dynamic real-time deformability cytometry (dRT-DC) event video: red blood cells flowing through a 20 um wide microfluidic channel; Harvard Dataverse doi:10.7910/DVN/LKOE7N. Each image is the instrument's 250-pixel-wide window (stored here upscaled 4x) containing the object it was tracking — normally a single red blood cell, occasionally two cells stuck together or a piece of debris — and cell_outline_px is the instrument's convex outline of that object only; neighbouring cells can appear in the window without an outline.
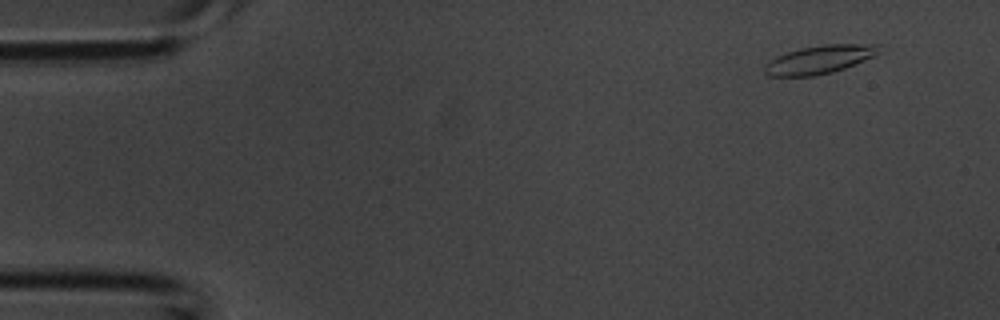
{"species": "common noctule bat (a hibernating species)", "species_latin": "Nyctalus noctula", "temperature_condition": "room temperature", "stored_images_in_passage": 3, "camera_frame_rate_fps": 3000, "um_per_image_px": 0.085, "animal": {"sex": "male", "body_mass_g": 20.1, "forearm_length_mm": 53.5}, "frame": {"image": 1, "passage_image": 1, "time_ms": 0.0, "image_size_px": [1000, 320], "cell_outline_px": [[880, 52], [876, 56], [844, 68], [832, 72], [816, 76], [768, 76], [764, 72], [764, 64], [776, 56], [800, 48], [824, 44], [880, 44]], "centroid_in_image_um": [69.67, 5.06], "position_along_channel_um": 15.3, "area_um2": 19.02}}